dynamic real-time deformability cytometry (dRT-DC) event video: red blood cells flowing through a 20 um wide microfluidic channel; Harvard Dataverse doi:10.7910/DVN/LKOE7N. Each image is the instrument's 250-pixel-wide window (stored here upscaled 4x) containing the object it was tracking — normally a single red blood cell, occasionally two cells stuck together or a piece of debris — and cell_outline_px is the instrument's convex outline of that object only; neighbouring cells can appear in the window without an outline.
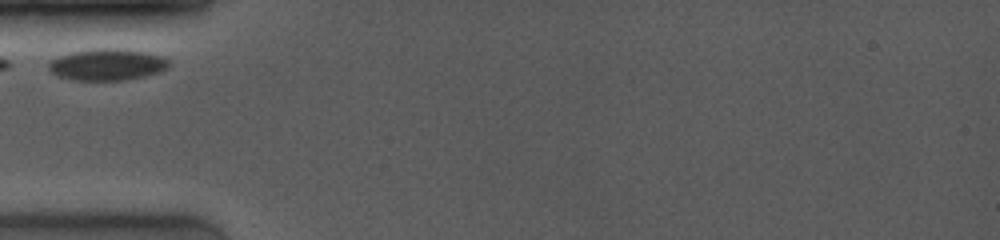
{"species": "common noctule bat (a hibernating species)", "species_latin": "Nyctalus noctula", "temperature_condition": "room temperature", "stored_images_in_passage": 13, "camera_frame_rate_fps": 4000, "um_per_image_px": 0.085, "animal": {"sex": "female", "body_mass_g": 19.0, "forearm_length_mm": 53.3}, "frame": {"image": 1, "passage_image": 1, "time_ms": 0.0, "image_size_px": [1000, 240], "cell_outline_px": [[168, 68], [160, 72], [144, 76], [124, 80], [72, 80], [56, 76], [48, 72], [48, 60], [56, 56], [72, 52], [96, 48], [124, 48], [144, 52], [160, 56], [168, 60]], "centroid_in_image_um": [9.03, 5.49], "position_along_channel_um": 76.0, "area_um2": 22.43}}
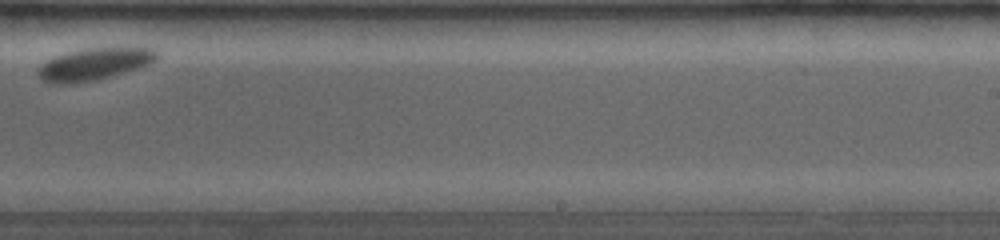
{"frame": {"image": 2, "passage_image": 8, "time_ms": 5.75, "image_size_px": [1000, 240], "cell_outline_px": [[160, 56], [148, 64], [136, 68], [108, 76], [76, 84], [48, 84], [36, 72], [48, 60], [56, 56], [68, 52], [84, 48], [152, 48]], "centroid_in_image_um": [7.97, 5.45], "position_along_channel_um": 281.0, "area_um2": 21.62}}
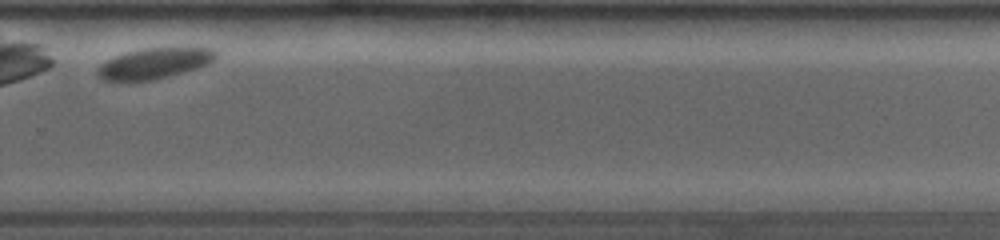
{"frame": {"image": 3, "passage_image": 10, "time_ms": 6.75, "image_size_px": [1000, 240], "cell_outline_px": [[220, 52], [216, 60], [208, 64], [196, 68], [168, 76], [152, 80], [128, 84], [112, 84], [96, 76], [96, 72], [100, 64], [116, 56], [128, 52], [144, 48], [212, 48]], "centroid_in_image_um": [13.06, 5.44], "position_along_channel_um": 316.7, "area_um2": 21.85}}